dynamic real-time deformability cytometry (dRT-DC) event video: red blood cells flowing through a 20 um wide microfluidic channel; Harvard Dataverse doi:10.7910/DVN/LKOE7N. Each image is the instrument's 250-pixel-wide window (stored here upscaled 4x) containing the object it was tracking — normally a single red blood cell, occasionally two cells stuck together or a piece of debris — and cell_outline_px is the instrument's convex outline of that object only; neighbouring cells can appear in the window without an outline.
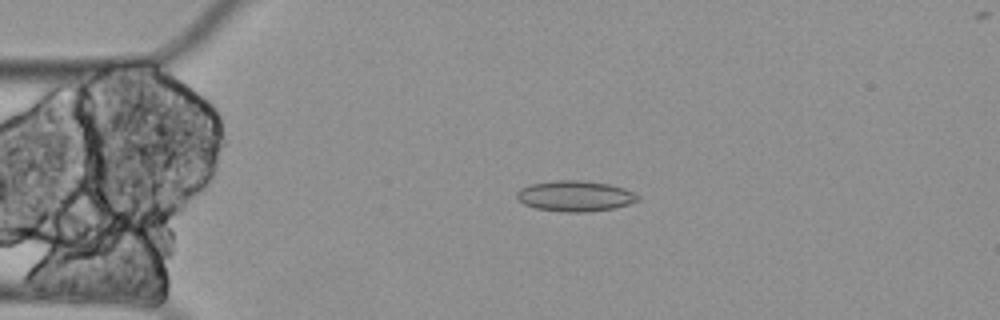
{"species": "Egyptian fruit bat (a non-hibernating species)", "species_latin": "Rousettus aegyptiacus", "temperature_condition": "cold", "stored_images_in_passage": 4, "camera_frame_rate_fps": 3000, "um_per_image_px": 0.085, "animal": {"sex": "female"}, "frame": {"image": 1, "passage_image": 3, "time_ms": 0.667, "image_size_px": [1000, 320], "cell_outline_px": [[640, 200], [616, 208], [584, 212], [564, 212], [536, 208], [524, 204], [516, 196], [516, 192], [520, 188], [532, 184], [556, 180], [580, 180], [608, 184], [624, 188], [640, 196]], "centroid_in_image_um": [48.9, 16.66], "position_along_channel_um": 36.1, "area_um2": 21.56}}